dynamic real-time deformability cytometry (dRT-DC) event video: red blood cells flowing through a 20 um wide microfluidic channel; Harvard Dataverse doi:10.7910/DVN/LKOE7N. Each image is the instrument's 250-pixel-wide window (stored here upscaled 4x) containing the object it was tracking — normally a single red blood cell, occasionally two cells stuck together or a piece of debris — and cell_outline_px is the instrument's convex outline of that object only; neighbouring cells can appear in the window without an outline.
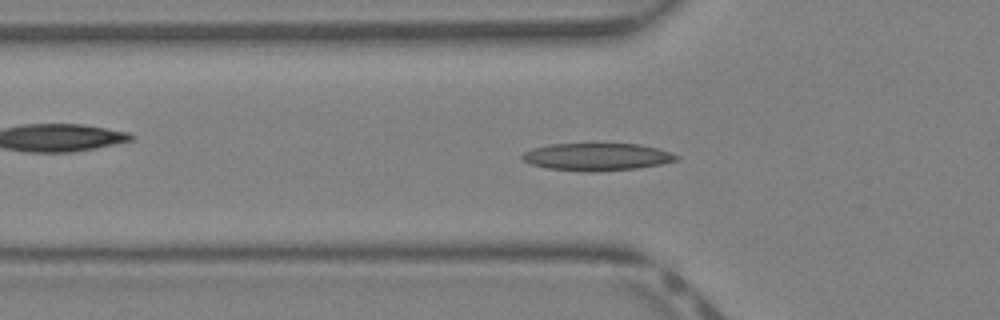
{"species": "Egyptian fruit bat (a non-hibernating species)", "species_latin": "Rousettus aegyptiacus", "temperature_condition": "warm", "stored_images_in_passage": 37, "camera_frame_rate_fps": 3000, "um_per_image_px": 0.085, "animal": {"sex": "female"}, "frame": {"image": 1, "passage_image": 9, "time_ms": 2.667, "image_size_px": [1000, 320], "cell_outline_px": [[680, 160], [660, 164], [636, 168], [548, 168], [532, 164], [524, 160], [520, 156], [524, 152], [532, 148], [548, 144], [640, 144], [672, 152], [680, 156]], "centroid_in_image_um": [50.8, 13.26], "position_along_channel_um": 75.0, "area_um2": 23.29}}
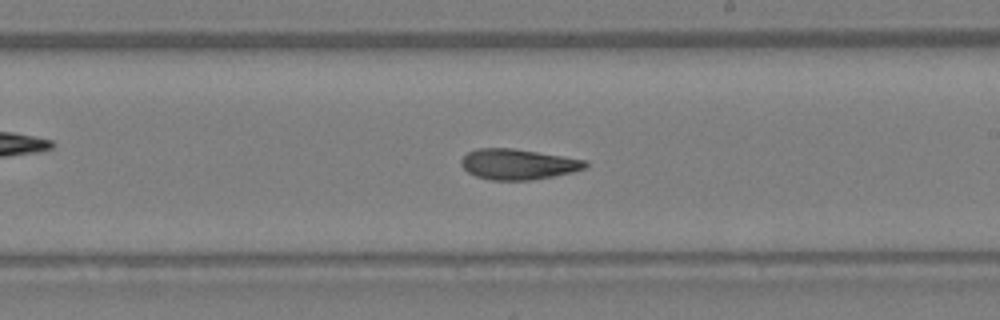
{"frame": {"image": 2, "passage_image": 19, "time_ms": 6.0, "image_size_px": [1000, 320], "cell_outline_px": [[588, 164], [584, 168], [572, 172], [532, 180], [492, 180], [476, 176], [468, 172], [460, 164], [460, 160], [468, 152], [476, 148], [512, 148], [588, 160]], "centroid_in_image_um": [44.02, 13.95], "position_along_channel_um": 245.0, "area_um2": 22.02}}
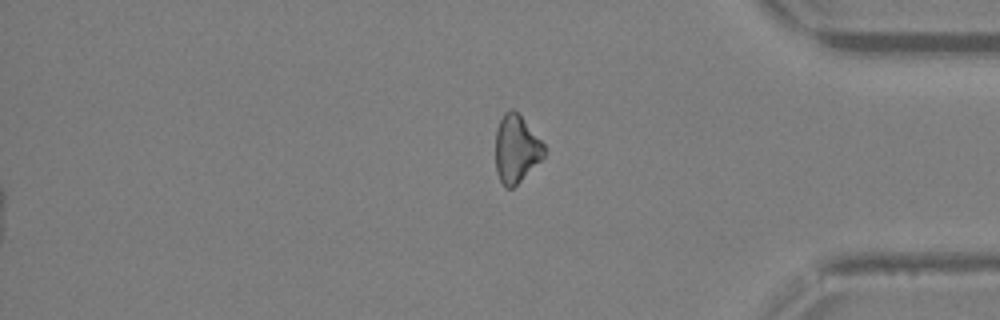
{"frame": {"image": 3, "passage_image": 37, "time_ms": 12.0, "image_size_px": [1000, 320], "cell_outline_px": [[548, 152], [512, 188], [504, 188], [496, 172], [496, 128], [504, 112], [512, 108], [520, 116], [548, 148]], "centroid_in_image_um": [43.88, 12.65], "position_along_channel_um": 391.3, "area_um2": 19.02}}